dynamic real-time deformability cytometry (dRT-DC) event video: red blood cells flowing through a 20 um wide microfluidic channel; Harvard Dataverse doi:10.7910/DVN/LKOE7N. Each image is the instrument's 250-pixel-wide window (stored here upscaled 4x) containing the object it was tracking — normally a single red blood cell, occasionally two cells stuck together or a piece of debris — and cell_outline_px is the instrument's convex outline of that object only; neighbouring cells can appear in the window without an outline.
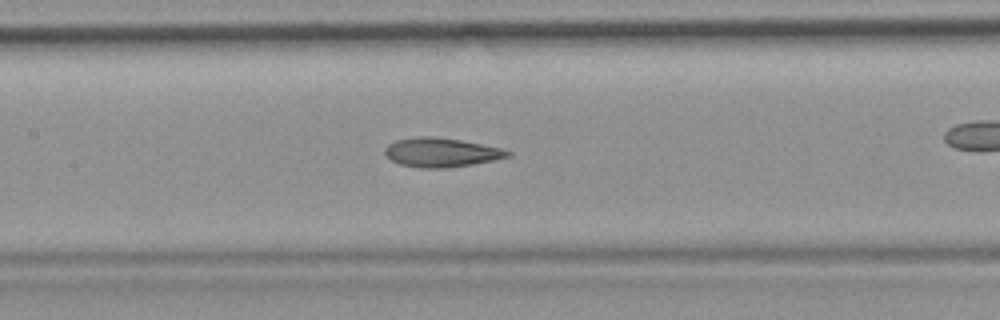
{"species": "common noctule bat (a hibernating species)", "species_latin": "Nyctalus noctula", "temperature_condition": "room temperature", "stored_images_in_passage": 43, "camera_frame_rate_fps": 3000, "um_per_image_px": 0.085, "animal": {"sex": "female", "body_mass_g": 19.9}, "frame": {"image": 1, "passage_image": 25, "time_ms": 8.0, "image_size_px": [1000, 320], "cell_outline_px": [[512, 156], [472, 164], [444, 168], [420, 168], [400, 164], [392, 160], [384, 152], [384, 148], [388, 144], [396, 140], [420, 136], [432, 136], [460, 140], [500, 148], [512, 152]], "centroid_in_image_um": [37.49, 12.95], "position_along_channel_um": 169.9, "area_um2": 20.63}}